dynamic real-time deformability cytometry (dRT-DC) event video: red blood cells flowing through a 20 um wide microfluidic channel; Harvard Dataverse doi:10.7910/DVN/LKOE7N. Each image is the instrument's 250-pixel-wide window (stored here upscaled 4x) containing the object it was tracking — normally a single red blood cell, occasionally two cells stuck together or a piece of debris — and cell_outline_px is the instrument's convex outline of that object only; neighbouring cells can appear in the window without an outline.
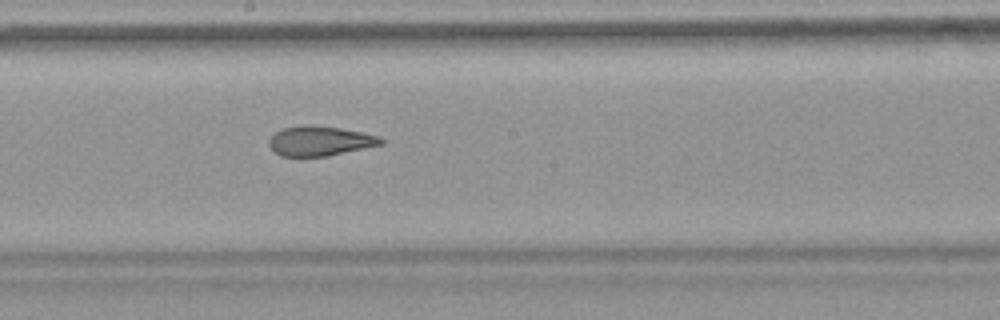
{"species": "common noctule bat (a hibernating species)", "species_latin": "Nyctalus noctula", "temperature_condition": "warm", "stored_images_in_passage": 9, "camera_frame_rate_fps": 3000, "um_per_image_px": 0.085, "animal": {"sex": "female", "body_mass_g": 18.4}, "frame": {"image": 1, "passage_image": 9, "time_ms": 11.0, "image_size_px": [1000, 320], "cell_outline_px": [[384, 144], [328, 156], [300, 160], [280, 156], [268, 144], [268, 140], [276, 132], [284, 128], [340, 128], [380, 136], [384, 140]], "centroid_in_image_um": [27.2, 12.08], "position_along_channel_um": 221.0, "area_um2": 19.19}}